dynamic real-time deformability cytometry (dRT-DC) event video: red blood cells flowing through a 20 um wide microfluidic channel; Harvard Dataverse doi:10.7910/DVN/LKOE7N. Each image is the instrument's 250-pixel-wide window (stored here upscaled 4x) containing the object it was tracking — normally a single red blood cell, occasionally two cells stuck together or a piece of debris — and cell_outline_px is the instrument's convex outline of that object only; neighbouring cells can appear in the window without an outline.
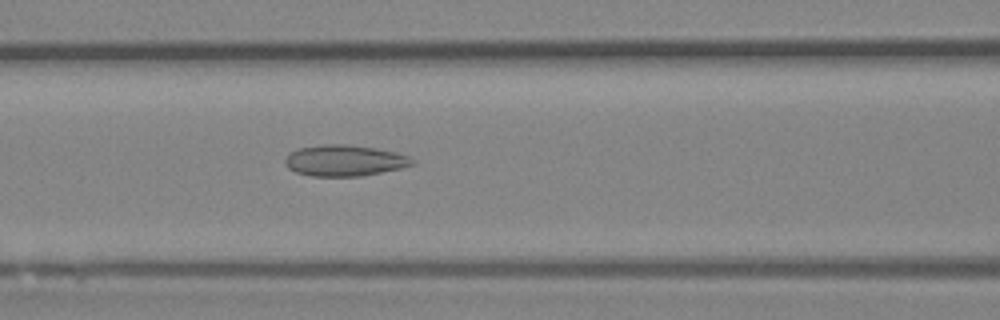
{"species": "Egyptian fruit bat (a non-hibernating species)", "species_latin": "Rousettus aegyptiacus", "temperature_condition": "room temperature", "stored_images_in_passage": 32, "camera_frame_rate_fps": 3000, "um_per_image_px": 0.085, "animal": {"sex": "female"}, "frame": {"image": 1, "passage_image": 8, "time_ms": 2.333, "image_size_px": [1000, 320], "cell_outline_px": [[416, 164], [400, 168], [360, 176], [312, 176], [296, 172], [288, 168], [284, 164], [284, 160], [292, 152], [300, 148], [324, 144], [348, 144], [376, 148], [396, 152], [408, 156], [416, 160]], "centroid_in_image_um": [29.31, 13.64], "position_along_channel_um": 137.3, "area_um2": 23.0}}
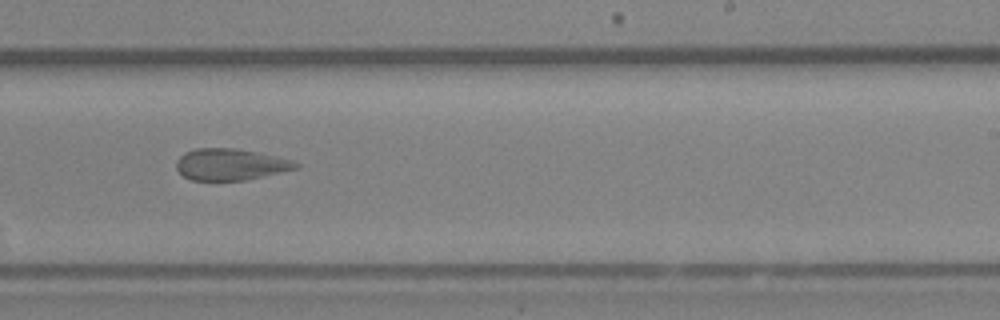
{"frame": {"image": 2, "passage_image": 18, "time_ms": 5.667, "image_size_px": [1000, 320], "cell_outline_px": [[300, 168], [248, 180], [192, 180], [184, 176], [176, 168], [176, 160], [184, 152], [196, 148], [236, 148], [276, 156], [292, 160], [300, 164]], "centroid_in_image_um": [19.61, 13.98], "position_along_channel_um": 269.4, "area_um2": 22.08}}
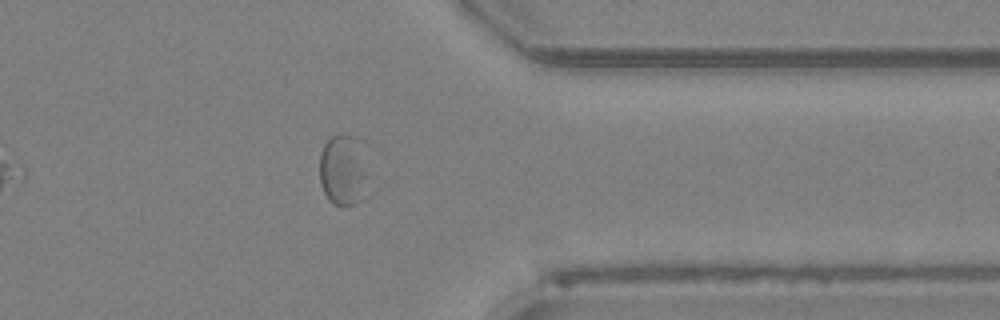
{"frame": {"image": 3, "passage_image": 27, "time_ms": 8.667, "image_size_px": [1000, 320], "cell_outline_px": [[368, 176], [360, 200], [356, 204], [332, 204], [328, 200], [320, 184], [320, 152], [324, 144], [336, 132], [344, 132], [360, 140]], "centroid_in_image_um": [29.14, 14.4], "position_along_channel_um": 382.3, "area_um2": 20.29}}